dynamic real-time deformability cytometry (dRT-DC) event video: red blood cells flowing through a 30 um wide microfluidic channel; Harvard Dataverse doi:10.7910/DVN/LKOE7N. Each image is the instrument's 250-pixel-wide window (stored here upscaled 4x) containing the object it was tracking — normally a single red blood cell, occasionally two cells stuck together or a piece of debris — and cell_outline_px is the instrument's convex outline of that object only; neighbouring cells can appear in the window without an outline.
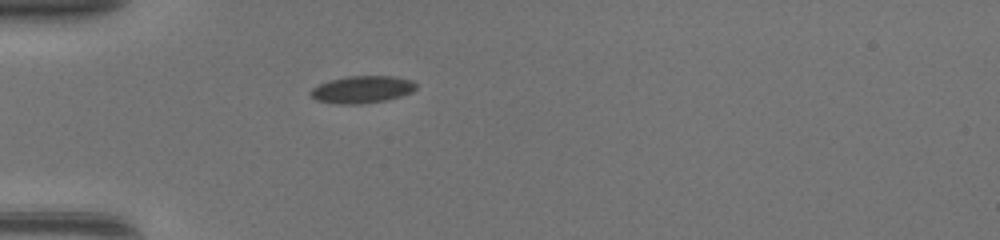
{"species": "common noctule bat (a hibernating species)", "species_latin": "Nyctalus noctula", "temperature_condition": "warm", "stored_images_in_passage": 34, "camera_frame_rate_fps": 3000, "um_per_image_px": 0.085, "animal": {"sex": "female", "body_mass_g": 17.0, "forearm_length_mm": 48.0}, "frame": {"image": 1, "passage_image": 1, "time_ms": 0.0, "image_size_px": [1000, 240], "cell_outline_px": [[416, 88], [412, 92], [400, 96], [384, 100], [360, 104], [340, 104], [316, 100], [308, 92], [312, 88], [328, 80], [348, 76], [392, 76], [412, 80], [416, 84]], "centroid_in_image_um": [30.76, 7.6], "position_along_channel_um": 54.2, "area_um2": 16.65}}
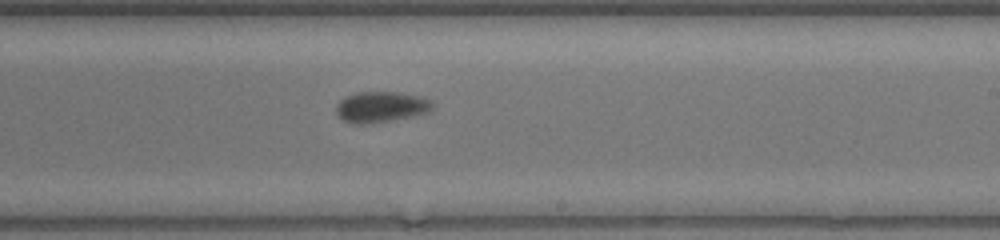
{"frame": {"image": 2, "passage_image": 16, "time_ms": 5.0, "image_size_px": [1000, 240], "cell_outline_px": [[432, 108], [428, 112], [412, 116], [388, 120], [360, 124], [352, 124], [344, 120], [336, 112], [336, 104], [344, 96], [356, 92], [400, 92], [416, 96], [428, 100], [432, 104]], "centroid_in_image_um": [32.32, 9.07], "position_along_channel_um": 256.7, "area_um2": 16.94}}
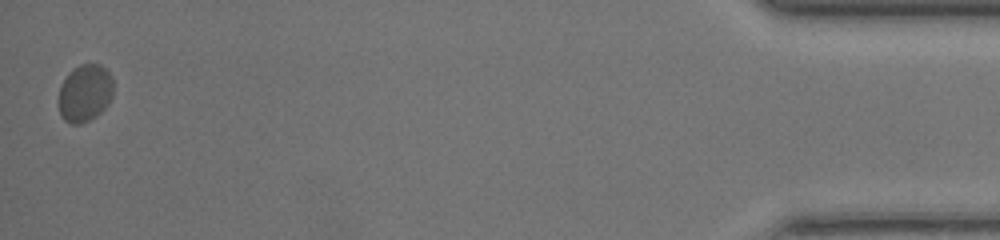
{"frame": {"image": 3, "passage_image": 34, "time_ms": 11.0, "image_size_px": [1000, 240], "cell_outline_px": [[112, 96], [108, 104], [100, 112], [88, 120], [80, 124], [72, 124], [64, 120], [60, 116], [60, 88], [68, 72], [72, 68], [80, 64], [100, 64], [108, 72], [112, 80]], "centroid_in_image_um": [7.21, 7.9], "position_along_channel_um": 428.0, "area_um2": 18.03}, "authors_computed_cell_mechanics": {"area_um2": 17.34, "velocity_mm_per_s": 4.313, "shape_relaxation_time_tau1_ms": null, "shape_relaxation_time_tau2_ms": 0.5846, "deformation_change_tau1": null, "deformation_change_tau2": 0.0408}}